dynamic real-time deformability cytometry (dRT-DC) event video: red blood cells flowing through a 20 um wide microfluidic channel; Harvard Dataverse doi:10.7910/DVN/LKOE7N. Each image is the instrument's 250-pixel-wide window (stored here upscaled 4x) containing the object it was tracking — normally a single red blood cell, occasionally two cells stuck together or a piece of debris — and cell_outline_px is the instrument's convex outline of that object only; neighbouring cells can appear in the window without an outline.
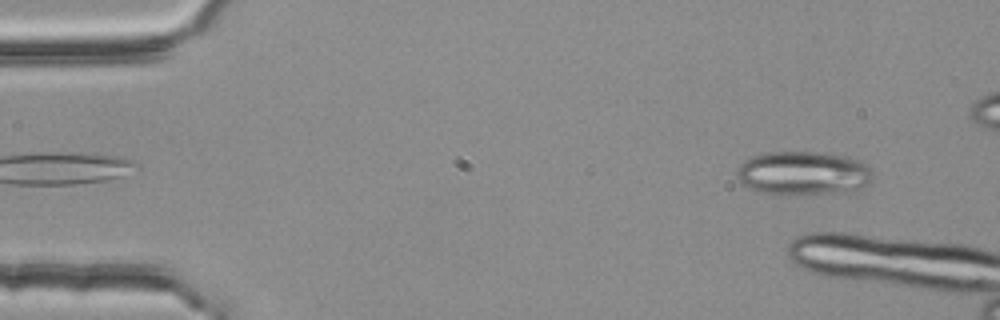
{"species": "common noctule bat (a hibernating species)", "species_latin": "Nyctalus noctula", "temperature_condition": "room temperature", "stored_images_in_passage": 11, "camera_frame_rate_fps": 3000, "um_per_image_px": 0.085, "animal": {"sex": "female", "body_mass_g": 25.1}, "frame": {"image": 1, "passage_image": 2, "time_ms": 0.333, "image_size_px": [1000, 320], "cell_outline_px": [[872, 176], [868, 184], [860, 188], [844, 192], [764, 192], [752, 188], [744, 184], [736, 176], [736, 172], [740, 164], [744, 160], [752, 156], [772, 152], [816, 152], [848, 156], [860, 160], [872, 172]], "centroid_in_image_um": [68.29, 14.67], "position_along_channel_um": 16.7, "area_um2": 33.58}}